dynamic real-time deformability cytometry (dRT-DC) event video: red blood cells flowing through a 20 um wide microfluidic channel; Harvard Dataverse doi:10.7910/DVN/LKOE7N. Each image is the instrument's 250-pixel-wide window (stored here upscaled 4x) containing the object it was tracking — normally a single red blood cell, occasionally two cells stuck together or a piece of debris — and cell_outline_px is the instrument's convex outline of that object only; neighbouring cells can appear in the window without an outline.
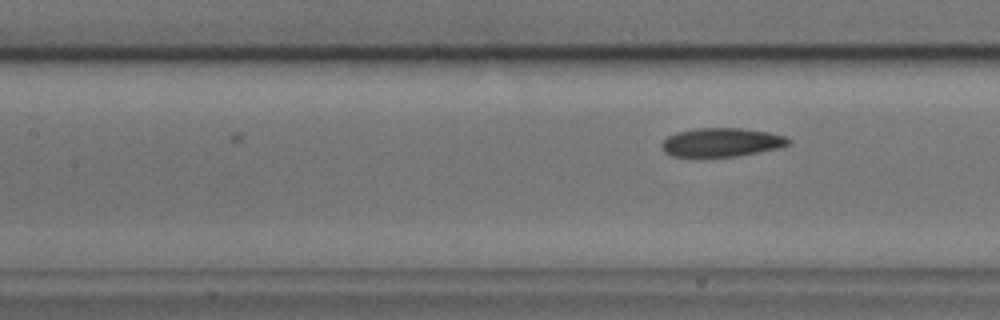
{"species": "common noctule bat (a hibernating species)", "species_latin": "Nyctalus noctula", "temperature_condition": "cold", "stored_images_in_passage": 10, "camera_frame_rate_fps": 3000, "um_per_image_px": 0.085, "animal": {"sex": "male", "body_mass_g": 17.9, "forearm_length_mm": 54.2}, "frame": {"image": 1, "passage_image": 10, "time_ms": 3.0, "image_size_px": [1000, 320], "cell_outline_px": [[792, 144], [780, 148], [740, 156], [672, 156], [664, 152], [660, 148], [660, 144], [668, 136], [676, 132], [696, 128], [740, 128], [768, 132], [784, 136], [792, 140]], "centroid_in_image_um": [61.35, 12.1], "position_along_channel_um": 146.1, "area_um2": 21.39}}